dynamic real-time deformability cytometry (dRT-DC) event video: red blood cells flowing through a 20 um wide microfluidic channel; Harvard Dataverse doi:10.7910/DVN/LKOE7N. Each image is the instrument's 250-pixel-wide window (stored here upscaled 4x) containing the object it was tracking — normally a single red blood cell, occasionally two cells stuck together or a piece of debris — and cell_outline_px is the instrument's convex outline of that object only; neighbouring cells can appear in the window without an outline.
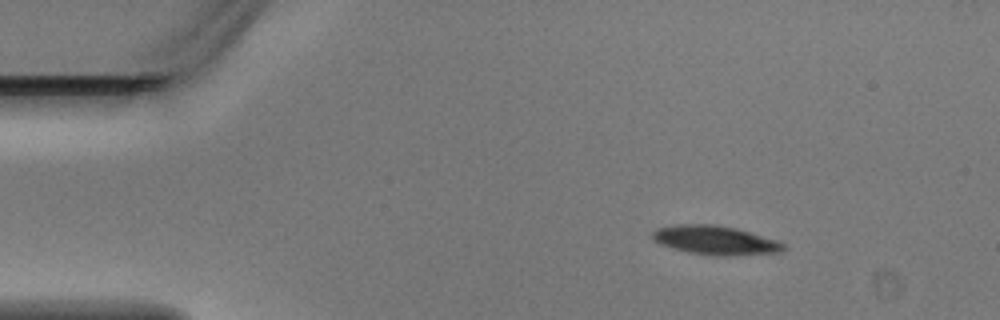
{"species": "Egyptian fruit bat (a non-hibernating species)", "species_latin": "Rousettus aegyptiacus", "temperature_condition": "warm", "stored_images_in_passage": 4, "camera_frame_rate_fps": 3000, "um_per_image_px": 0.085, "animal": {"sex": "male"}, "frame": {"image": 1, "passage_image": 1, "time_ms": 0.0, "image_size_px": [1000, 320], "cell_outline_px": [[788, 248], [780, 252], [728, 256], [712, 256], [688, 252], [672, 248], [660, 244], [652, 240], [648, 236], [656, 228], [676, 224], [716, 224], [736, 228], [780, 240]], "centroid_in_image_um": [60.79, 20.41], "position_along_channel_um": 24.2, "area_um2": 22.66}}
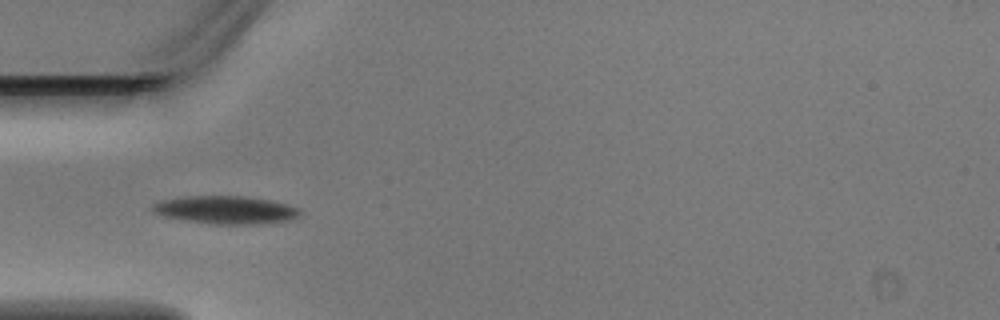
{"frame": {"image": 2, "passage_image": 3, "time_ms": 0.667, "image_size_px": [1000, 320], "cell_outline_px": [[304, 212], [292, 220], [256, 224], [208, 224], [184, 220], [164, 216], [152, 212], [148, 208], [152, 204], [164, 200], [184, 196], [244, 196], [272, 200], [288, 204], [300, 208]], "centroid_in_image_um": [19.21, 17.84], "position_along_channel_um": 65.8, "area_um2": 24.39}}